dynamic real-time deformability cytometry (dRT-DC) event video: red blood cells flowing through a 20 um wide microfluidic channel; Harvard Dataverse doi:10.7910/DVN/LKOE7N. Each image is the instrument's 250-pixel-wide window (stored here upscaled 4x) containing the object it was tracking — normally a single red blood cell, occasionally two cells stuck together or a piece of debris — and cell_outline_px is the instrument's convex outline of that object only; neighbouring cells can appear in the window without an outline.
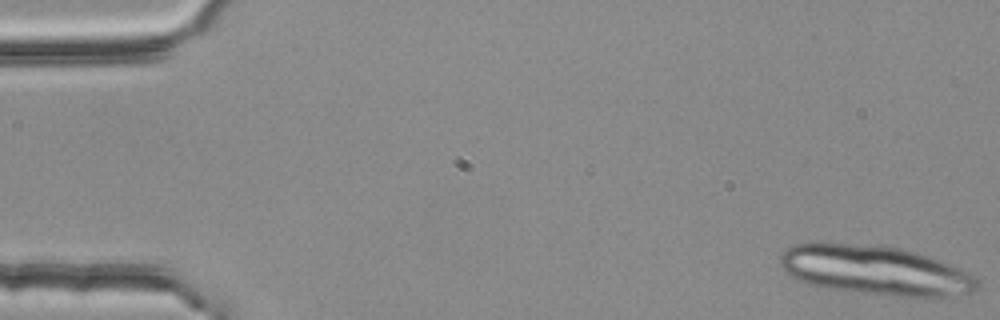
{"species": "common noctule bat (a hibernating species)", "species_latin": "Nyctalus noctula", "temperature_condition": "room temperature", "stored_images_in_passage": 5, "camera_frame_rate_fps": 3000, "um_per_image_px": 0.085, "animal": {"sex": "female", "body_mass_g": 25.1}, "frame": {"image": 1, "passage_image": 1, "time_ms": 0.0, "image_size_px": [1000, 320], "cell_outline_px": [[980, 284], [972, 292], [948, 296], [900, 296], [864, 292], [832, 288], [812, 284], [800, 280], [792, 276], [780, 264], [780, 256], [788, 248], [796, 244], [812, 240], [828, 240], [900, 248], [916, 252], [928, 256], [960, 268], [976, 276], [980, 280]], "centroid_in_image_um": [74.38, 22.92], "position_along_channel_um": 10.6, "area_um2": 56.64}}